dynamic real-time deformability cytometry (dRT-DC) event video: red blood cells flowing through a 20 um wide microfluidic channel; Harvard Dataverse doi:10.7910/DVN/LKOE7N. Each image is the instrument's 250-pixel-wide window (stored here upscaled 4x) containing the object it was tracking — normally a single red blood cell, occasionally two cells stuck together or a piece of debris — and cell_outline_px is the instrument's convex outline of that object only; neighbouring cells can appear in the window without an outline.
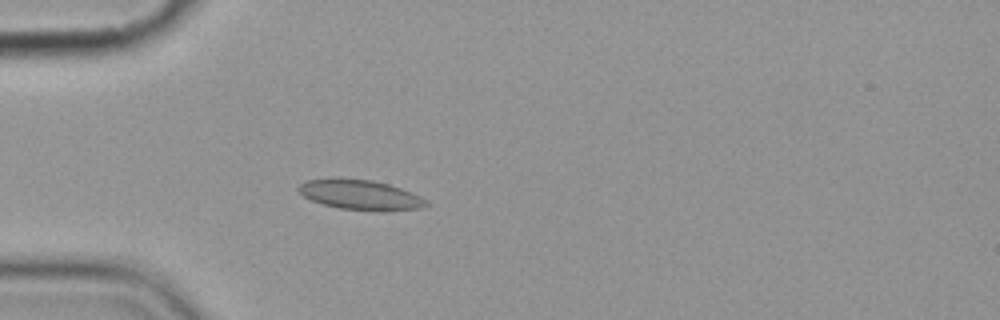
{"species": "common noctule bat (a hibernating species)", "species_latin": "Nyctalus noctula", "temperature_condition": "cold", "stored_images_in_passage": 4, "camera_frame_rate_fps": 3000, "um_per_image_px": 0.085, "animal": {"sex": "female", "body_mass_g": 19.9}, "frame": {"image": 1, "passage_image": 4, "time_ms": 4.333, "image_size_px": [1000, 320], "cell_outline_px": [[428, 204], [420, 208], [384, 212], [340, 208], [324, 204], [312, 200], [304, 196], [296, 188], [300, 184], [308, 180], [372, 180], [388, 184], [412, 192], [428, 200]], "centroid_in_image_um": [30.71, 16.6], "position_along_channel_um": 54.3, "area_um2": 21.73}}